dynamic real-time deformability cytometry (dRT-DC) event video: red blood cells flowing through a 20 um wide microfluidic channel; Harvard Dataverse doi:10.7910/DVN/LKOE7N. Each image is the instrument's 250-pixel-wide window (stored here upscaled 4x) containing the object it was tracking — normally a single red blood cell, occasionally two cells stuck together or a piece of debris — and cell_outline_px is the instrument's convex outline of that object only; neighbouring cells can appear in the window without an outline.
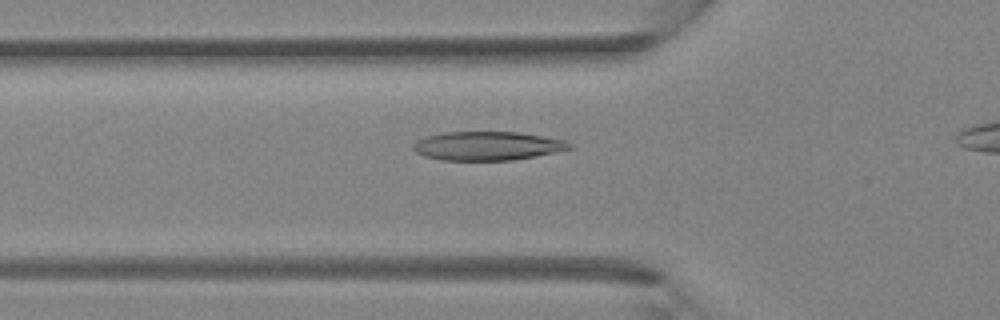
{"species": "Egyptian fruit bat (a non-hibernating species)", "species_latin": "Rousettus aegyptiacus", "temperature_condition": "room temperature", "stored_images_in_passage": 26, "camera_frame_rate_fps": 3000, "um_per_image_px": 0.085, "animal": {"sex": "female"}, "frame": {"image": 1, "passage_image": 6, "time_ms": 1.667, "image_size_px": [1000, 320], "cell_outline_px": [[572, 148], [536, 156], [512, 160], [440, 160], [424, 156], [416, 152], [412, 148], [412, 144], [416, 140], [424, 136], [444, 132], [520, 132], [568, 140], [572, 144]], "centroid_in_image_um": [41.42, 12.39], "position_along_channel_um": 84.4, "area_um2": 26.47}}
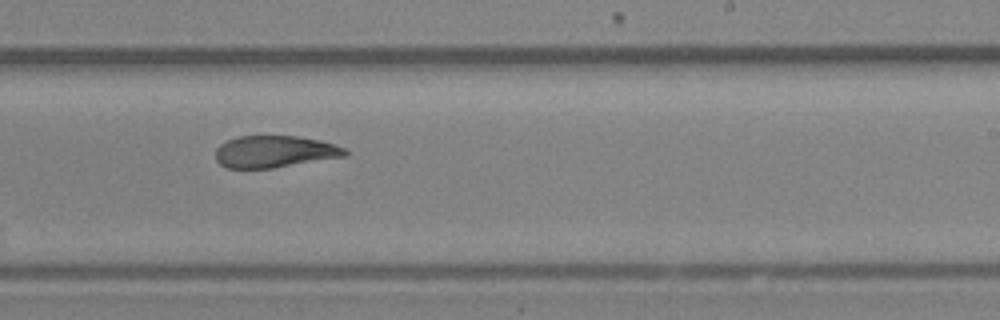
{"frame": {"image": 2, "passage_image": 17, "time_ms": 5.333, "image_size_px": [1000, 320], "cell_outline_px": [[348, 152], [344, 156], [272, 168], [228, 168], [220, 164], [216, 160], [216, 148], [220, 144], [236, 136], [296, 136], [320, 140], [344, 148]], "centroid_in_image_um": [23.29, 12.88], "position_along_channel_um": 265.7, "area_um2": 23.81}}
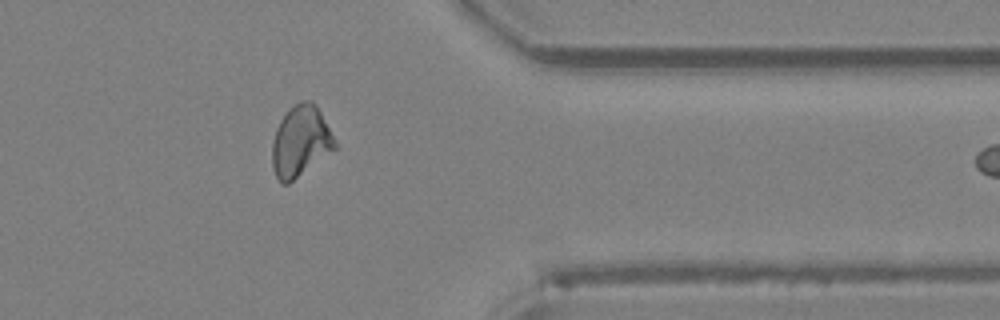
{"frame": {"image": 3, "passage_image": 25, "time_ms": 8.0, "image_size_px": [1000, 320], "cell_outline_px": [[336, 148], [288, 184], [280, 184], [272, 168], [272, 140], [276, 128], [280, 120], [288, 108], [300, 100], [312, 100], [316, 104], [336, 140]], "centroid_in_image_um": [25.52, 11.99], "position_along_channel_um": 385.9, "area_um2": 26.07}}